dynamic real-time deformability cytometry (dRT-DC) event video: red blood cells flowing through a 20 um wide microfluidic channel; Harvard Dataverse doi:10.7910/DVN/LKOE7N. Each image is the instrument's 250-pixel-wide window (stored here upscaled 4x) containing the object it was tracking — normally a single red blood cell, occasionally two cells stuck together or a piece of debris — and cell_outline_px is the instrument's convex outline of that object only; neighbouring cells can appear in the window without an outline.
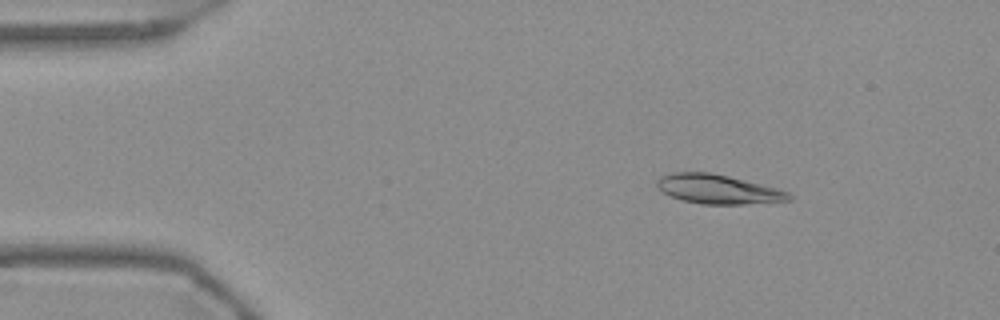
{"species": "Egyptian fruit bat (a non-hibernating species)", "species_latin": "Rousettus aegyptiacus", "temperature_condition": "warm", "stored_images_in_passage": 54, "camera_frame_rate_fps": 3000, "um_per_image_px": 0.085, "frame": {"image": 1, "passage_image": 8, "time_ms": 2.333, "image_size_px": [1000, 320], "cell_outline_px": [[792, 200], [744, 204], [700, 204], [680, 200], [656, 188], [656, 180], [660, 176], [672, 172], [712, 172], [776, 188], [788, 192], [792, 196]], "centroid_in_image_um": [60.98, 16.08], "position_along_channel_um": 24.0, "area_um2": 22.48}}
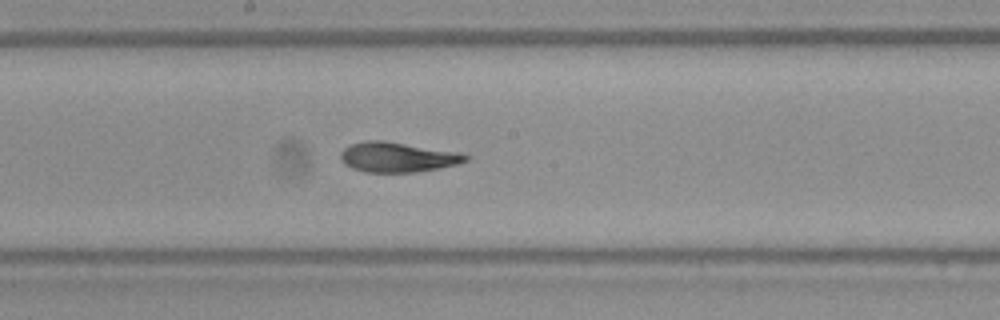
{"frame": {"image": 2, "passage_image": 29, "time_ms": 9.333, "image_size_px": [1000, 320], "cell_outline_px": [[468, 160], [460, 164], [440, 168], [416, 172], [364, 172], [352, 168], [344, 164], [340, 160], [340, 152], [348, 144], [364, 140], [384, 140], [460, 152], [468, 156]], "centroid_in_image_um": [33.77, 13.35], "position_along_channel_um": 214.4, "area_um2": 22.2}}
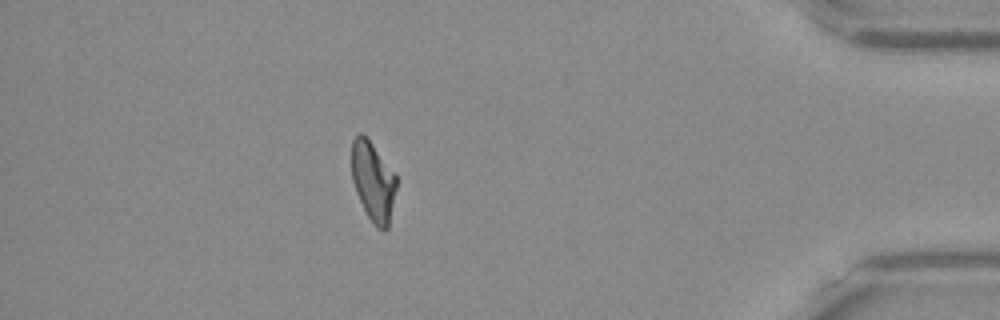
{"frame": {"image": 3, "passage_image": 48, "time_ms": 15.667, "image_size_px": [1000, 320], "cell_outline_px": [[396, 188], [388, 228], [384, 232], [376, 228], [372, 224], [356, 192], [352, 180], [352, 140], [360, 132], [372, 144], [396, 172]], "centroid_in_image_um": [31.73, 15.45], "position_along_channel_um": 403.5, "area_um2": 20.69}, "authors_computed_cell_mechanics": {"area_um2": 22.1374, "velocity_mm_per_s": 3.7218, "shape_relaxation_time_tau1_ms": 5.4301, "shape_relaxation_time_tau2_ms": 1.7557, "deformation_change_tau1": 0.2151, "deformation_change_tau2": 0.0886}}